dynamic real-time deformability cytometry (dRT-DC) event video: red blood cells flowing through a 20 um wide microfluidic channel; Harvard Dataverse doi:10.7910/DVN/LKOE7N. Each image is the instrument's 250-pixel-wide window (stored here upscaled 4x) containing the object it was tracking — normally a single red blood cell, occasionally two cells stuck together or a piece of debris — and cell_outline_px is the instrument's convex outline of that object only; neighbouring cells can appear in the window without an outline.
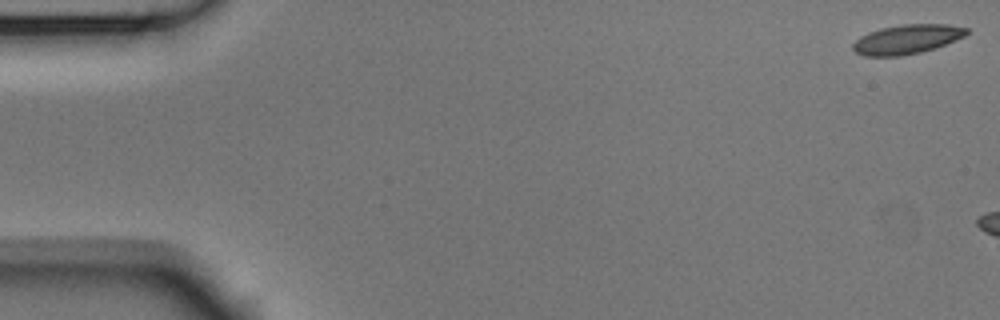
{"species": "Egyptian fruit bat (a non-hibernating species)", "species_latin": "Rousettus aegyptiacus", "temperature_condition": "room temperature", "stored_images_in_passage": 7, "camera_frame_rate_fps": 3000, "um_per_image_px": 0.085, "animal": {"sex": "male"}, "frame": {"image": 1, "passage_image": 1, "time_ms": 0.0, "image_size_px": [1000, 320], "cell_outline_px": [[968, 32], [964, 36], [956, 40], [936, 48], [920, 52], [900, 56], [864, 56], [856, 52], [852, 48], [852, 44], [860, 36], [868, 32], [880, 28], [900, 24], [948, 24], [968, 28]], "centroid_in_image_um": [77.08, 3.33], "position_along_channel_um": 7.9, "area_um2": 19.54}}